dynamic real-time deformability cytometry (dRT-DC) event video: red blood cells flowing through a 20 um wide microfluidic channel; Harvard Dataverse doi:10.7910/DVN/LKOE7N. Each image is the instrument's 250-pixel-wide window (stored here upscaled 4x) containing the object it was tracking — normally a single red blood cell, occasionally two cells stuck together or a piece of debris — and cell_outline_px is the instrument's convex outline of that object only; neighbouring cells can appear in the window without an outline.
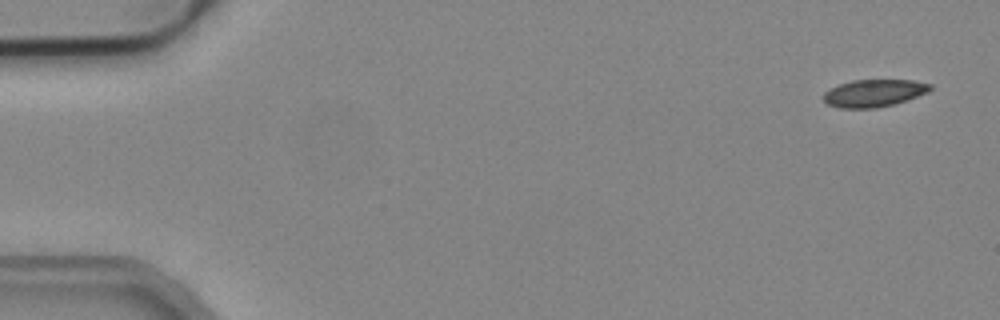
{"species": "common noctule bat (a hibernating species)", "species_latin": "Nyctalus noctula", "temperature_condition": "cold", "stored_images_in_passage": 4, "camera_frame_rate_fps": 3000, "um_per_image_px": 0.085, "animal": {"sex": "male", "body_mass_g": 19.2, "forearm_length_mm": 51.8}, "frame": {"image": 1, "passage_image": 1, "time_ms": 0.0, "image_size_px": [1000, 320], "cell_outline_px": [[932, 88], [928, 92], [892, 104], [876, 108], [840, 108], [828, 104], [824, 100], [824, 92], [840, 84], [852, 80], [912, 80], [932, 84]], "centroid_in_image_um": [74.28, 7.91], "position_along_channel_um": 10.7, "area_um2": 16.76}}
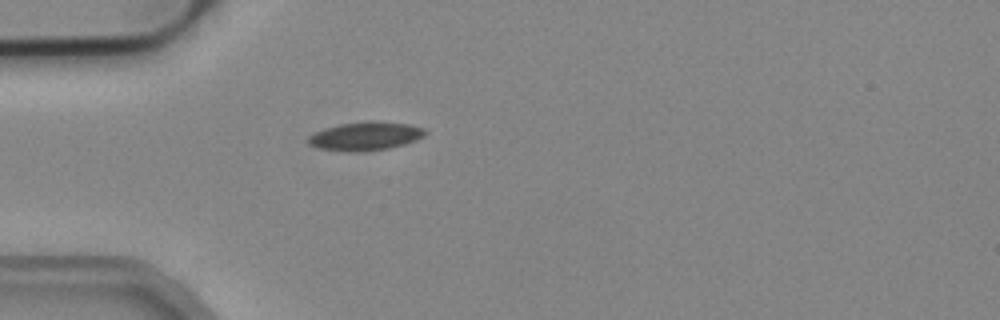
{"frame": {"image": 2, "passage_image": 4, "time_ms": 1.0, "image_size_px": [1000, 320], "cell_outline_px": [[428, 132], [424, 136], [416, 140], [404, 144], [388, 148], [360, 152], [348, 152], [316, 148], [308, 144], [308, 136], [324, 128], [340, 124], [372, 120], [408, 124], [424, 128]], "centroid_in_image_um": [31.05, 11.57], "position_along_channel_um": 54.0, "area_um2": 19.59}}